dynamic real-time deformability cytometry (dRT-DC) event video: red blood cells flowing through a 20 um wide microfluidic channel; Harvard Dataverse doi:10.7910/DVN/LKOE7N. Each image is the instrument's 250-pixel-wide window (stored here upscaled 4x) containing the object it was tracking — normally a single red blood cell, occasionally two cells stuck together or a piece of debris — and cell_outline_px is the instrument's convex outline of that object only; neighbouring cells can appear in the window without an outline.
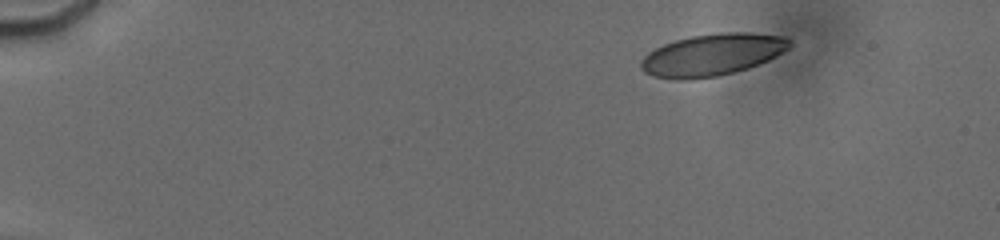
{"species": "human", "species_latin": "Homo sapiens", "temperature_condition": "cold", "stored_images_in_passage": 22, "camera_frame_rate_fps": 3000, "um_per_image_px": 0.085, "donor": {"sex": "male"}, "frame": {"image": 1, "passage_image": 1, "time_ms": 0.0, "image_size_px": [1000, 240], "cell_outline_px": [[792, 48], [768, 60], [748, 68], [716, 76], [692, 80], [676, 80], [652, 76], [644, 72], [640, 68], [640, 60], [648, 52], [664, 44], [676, 40], [692, 36], [720, 32], [752, 32], [788, 36], [792, 40]], "centroid_in_image_um": [60.58, 4.65], "position_along_channel_um": 24.4, "area_um2": 36.82}}
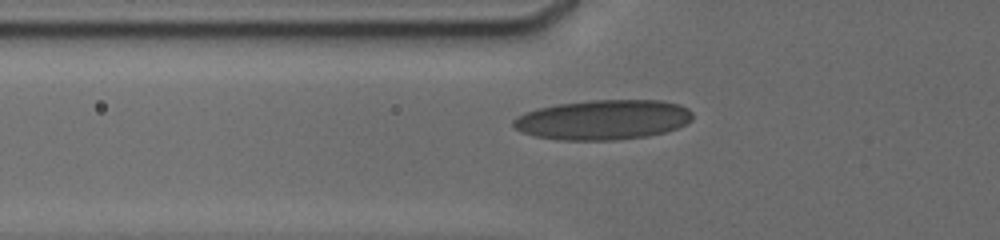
{"frame": {"image": 2, "passage_image": 19, "time_ms": 4.333, "image_size_px": [1000, 240], "cell_outline_px": [[692, 120], [676, 128], [664, 132], [648, 136], [612, 140], [560, 140], [536, 136], [524, 132], [516, 128], [512, 124], [512, 120], [516, 116], [524, 112], [536, 108], [556, 104], [592, 100], [660, 100], [680, 104], [688, 108], [692, 112]], "centroid_in_image_um": [51.25, 10.17], "position_along_channel_um": 74.5, "area_um2": 41.73}}